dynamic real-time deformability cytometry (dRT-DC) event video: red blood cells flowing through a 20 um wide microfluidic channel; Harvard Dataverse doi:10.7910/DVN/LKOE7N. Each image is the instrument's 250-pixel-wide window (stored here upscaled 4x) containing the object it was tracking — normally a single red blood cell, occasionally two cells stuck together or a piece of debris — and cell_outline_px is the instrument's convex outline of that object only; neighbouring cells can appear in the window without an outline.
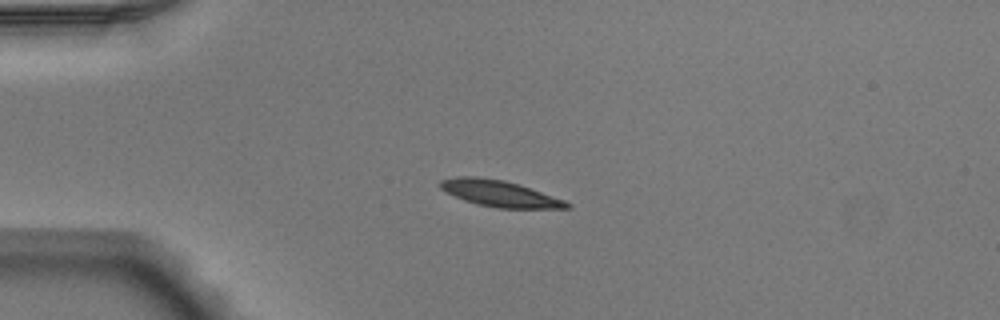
{"species": "Egyptian fruit bat (a non-hibernating species)", "species_latin": "Rousettus aegyptiacus", "temperature_condition": "warm", "stored_images_in_passage": 3, "camera_frame_rate_fps": 3000, "um_per_image_px": 0.085, "animal": {"sex": "male"}, "frame": {"image": 1, "passage_image": 1, "time_ms": 0.0, "image_size_px": [1000, 320], "cell_outline_px": [[572, 208], [496, 208], [476, 204], [464, 200], [440, 188], [440, 180], [460, 176], [476, 176], [504, 180], [564, 200], [572, 204]], "centroid_in_image_um": [42.46, 16.46], "position_along_channel_um": 42.5, "area_um2": 19.02}}